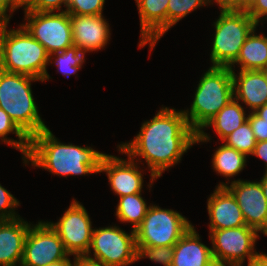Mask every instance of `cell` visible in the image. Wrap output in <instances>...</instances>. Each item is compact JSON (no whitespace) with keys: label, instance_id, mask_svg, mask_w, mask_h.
<instances>
[{"label":"cell","instance_id":"obj_42","mask_svg":"<svg viewBox=\"0 0 267 266\" xmlns=\"http://www.w3.org/2000/svg\"><path fill=\"white\" fill-rule=\"evenodd\" d=\"M13 2L17 8L24 7L23 9L26 10L34 0H13Z\"/></svg>","mask_w":267,"mask_h":266},{"label":"cell","instance_id":"obj_37","mask_svg":"<svg viewBox=\"0 0 267 266\" xmlns=\"http://www.w3.org/2000/svg\"><path fill=\"white\" fill-rule=\"evenodd\" d=\"M252 155L257 156L266 162L265 163V165H266L265 171L267 172V140L257 142Z\"/></svg>","mask_w":267,"mask_h":266},{"label":"cell","instance_id":"obj_30","mask_svg":"<svg viewBox=\"0 0 267 266\" xmlns=\"http://www.w3.org/2000/svg\"><path fill=\"white\" fill-rule=\"evenodd\" d=\"M105 0H68L64 11L70 15H101Z\"/></svg>","mask_w":267,"mask_h":266},{"label":"cell","instance_id":"obj_10","mask_svg":"<svg viewBox=\"0 0 267 266\" xmlns=\"http://www.w3.org/2000/svg\"><path fill=\"white\" fill-rule=\"evenodd\" d=\"M25 24H21L35 38L48 54L62 52L73 45L70 14L66 11L34 12L24 11Z\"/></svg>","mask_w":267,"mask_h":266},{"label":"cell","instance_id":"obj_35","mask_svg":"<svg viewBox=\"0 0 267 266\" xmlns=\"http://www.w3.org/2000/svg\"><path fill=\"white\" fill-rule=\"evenodd\" d=\"M16 9L13 0H0V22L9 23L12 14L8 15L7 12L13 13Z\"/></svg>","mask_w":267,"mask_h":266},{"label":"cell","instance_id":"obj_14","mask_svg":"<svg viewBox=\"0 0 267 266\" xmlns=\"http://www.w3.org/2000/svg\"><path fill=\"white\" fill-rule=\"evenodd\" d=\"M135 160L128 156V161L106 154L101 162L100 173L106 172L112 191L119 197L141 193L143 175Z\"/></svg>","mask_w":267,"mask_h":266},{"label":"cell","instance_id":"obj_3","mask_svg":"<svg viewBox=\"0 0 267 266\" xmlns=\"http://www.w3.org/2000/svg\"><path fill=\"white\" fill-rule=\"evenodd\" d=\"M8 22H0V69L25 74L41 82L51 78L47 72L49 54L22 26L7 30Z\"/></svg>","mask_w":267,"mask_h":266},{"label":"cell","instance_id":"obj_13","mask_svg":"<svg viewBox=\"0 0 267 266\" xmlns=\"http://www.w3.org/2000/svg\"><path fill=\"white\" fill-rule=\"evenodd\" d=\"M220 183L234 196L240 207L246 226L256 229L267 236V200L262 191L260 182L234 180Z\"/></svg>","mask_w":267,"mask_h":266},{"label":"cell","instance_id":"obj_2","mask_svg":"<svg viewBox=\"0 0 267 266\" xmlns=\"http://www.w3.org/2000/svg\"><path fill=\"white\" fill-rule=\"evenodd\" d=\"M105 155L88 146L60 143L47 128L30 137L23 163L30 161L33 166L60 176H78L99 173Z\"/></svg>","mask_w":267,"mask_h":266},{"label":"cell","instance_id":"obj_24","mask_svg":"<svg viewBox=\"0 0 267 266\" xmlns=\"http://www.w3.org/2000/svg\"><path fill=\"white\" fill-rule=\"evenodd\" d=\"M119 198L115 215L121 222L131 223L133 230H135L142 223L150 205L147 206L141 193L125 195Z\"/></svg>","mask_w":267,"mask_h":266},{"label":"cell","instance_id":"obj_34","mask_svg":"<svg viewBox=\"0 0 267 266\" xmlns=\"http://www.w3.org/2000/svg\"><path fill=\"white\" fill-rule=\"evenodd\" d=\"M247 13L259 25L261 18L267 19V0H258Z\"/></svg>","mask_w":267,"mask_h":266},{"label":"cell","instance_id":"obj_6","mask_svg":"<svg viewBox=\"0 0 267 266\" xmlns=\"http://www.w3.org/2000/svg\"><path fill=\"white\" fill-rule=\"evenodd\" d=\"M210 54L212 66L229 67L238 57L247 36L258 24L247 12L220 10Z\"/></svg>","mask_w":267,"mask_h":266},{"label":"cell","instance_id":"obj_33","mask_svg":"<svg viewBox=\"0 0 267 266\" xmlns=\"http://www.w3.org/2000/svg\"><path fill=\"white\" fill-rule=\"evenodd\" d=\"M248 120L256 141L267 140V123L264 122V119L259 117L255 112H251L248 115Z\"/></svg>","mask_w":267,"mask_h":266},{"label":"cell","instance_id":"obj_25","mask_svg":"<svg viewBox=\"0 0 267 266\" xmlns=\"http://www.w3.org/2000/svg\"><path fill=\"white\" fill-rule=\"evenodd\" d=\"M52 56H55V60H52ZM84 56V52H82L77 46L72 45L62 52L50 54L49 63L53 64V62L50 61H54L58 68V72L61 71V73L65 76H70L81 69L82 64L85 62Z\"/></svg>","mask_w":267,"mask_h":266},{"label":"cell","instance_id":"obj_5","mask_svg":"<svg viewBox=\"0 0 267 266\" xmlns=\"http://www.w3.org/2000/svg\"><path fill=\"white\" fill-rule=\"evenodd\" d=\"M233 98L232 70L211 66L199 81L190 111H183L187 123L198 133Z\"/></svg>","mask_w":267,"mask_h":266},{"label":"cell","instance_id":"obj_1","mask_svg":"<svg viewBox=\"0 0 267 266\" xmlns=\"http://www.w3.org/2000/svg\"><path fill=\"white\" fill-rule=\"evenodd\" d=\"M196 140L197 133L187 123L183 110L163 107L151 120L144 121L131 142L117 147L132 160L137 156L145 159L152 177L151 187L166 169L181 161Z\"/></svg>","mask_w":267,"mask_h":266},{"label":"cell","instance_id":"obj_40","mask_svg":"<svg viewBox=\"0 0 267 266\" xmlns=\"http://www.w3.org/2000/svg\"><path fill=\"white\" fill-rule=\"evenodd\" d=\"M258 0H240V11L248 12Z\"/></svg>","mask_w":267,"mask_h":266},{"label":"cell","instance_id":"obj_27","mask_svg":"<svg viewBox=\"0 0 267 266\" xmlns=\"http://www.w3.org/2000/svg\"><path fill=\"white\" fill-rule=\"evenodd\" d=\"M222 142H225L224 144L226 146L245 154L247 157L248 155H252L257 143L249 120L234 130Z\"/></svg>","mask_w":267,"mask_h":266},{"label":"cell","instance_id":"obj_21","mask_svg":"<svg viewBox=\"0 0 267 266\" xmlns=\"http://www.w3.org/2000/svg\"><path fill=\"white\" fill-rule=\"evenodd\" d=\"M247 120L248 114L246 116L244 108L239 104V101L233 98L197 133L196 143L208 142L211 139L210 136L203 131L206 127L213 126L215 132L220 137L221 141H223Z\"/></svg>","mask_w":267,"mask_h":266},{"label":"cell","instance_id":"obj_43","mask_svg":"<svg viewBox=\"0 0 267 266\" xmlns=\"http://www.w3.org/2000/svg\"><path fill=\"white\" fill-rule=\"evenodd\" d=\"M255 113L261 117L262 119H264V122L267 123V104H265L264 106L258 108Z\"/></svg>","mask_w":267,"mask_h":266},{"label":"cell","instance_id":"obj_46","mask_svg":"<svg viewBox=\"0 0 267 266\" xmlns=\"http://www.w3.org/2000/svg\"><path fill=\"white\" fill-rule=\"evenodd\" d=\"M214 266H226V265H219V264H215Z\"/></svg>","mask_w":267,"mask_h":266},{"label":"cell","instance_id":"obj_12","mask_svg":"<svg viewBox=\"0 0 267 266\" xmlns=\"http://www.w3.org/2000/svg\"><path fill=\"white\" fill-rule=\"evenodd\" d=\"M70 256L58 233L48 222L30 225L20 266H46Z\"/></svg>","mask_w":267,"mask_h":266},{"label":"cell","instance_id":"obj_19","mask_svg":"<svg viewBox=\"0 0 267 266\" xmlns=\"http://www.w3.org/2000/svg\"><path fill=\"white\" fill-rule=\"evenodd\" d=\"M238 75V76H237ZM232 70L234 98L242 101L255 112L267 104V85L263 70H240L239 74Z\"/></svg>","mask_w":267,"mask_h":266},{"label":"cell","instance_id":"obj_11","mask_svg":"<svg viewBox=\"0 0 267 266\" xmlns=\"http://www.w3.org/2000/svg\"><path fill=\"white\" fill-rule=\"evenodd\" d=\"M58 233L69 255L84 257L90 250L92 222L85 207L73 199L58 222H48Z\"/></svg>","mask_w":267,"mask_h":266},{"label":"cell","instance_id":"obj_32","mask_svg":"<svg viewBox=\"0 0 267 266\" xmlns=\"http://www.w3.org/2000/svg\"><path fill=\"white\" fill-rule=\"evenodd\" d=\"M68 0H34V2L25 11L34 12H61V6L67 7Z\"/></svg>","mask_w":267,"mask_h":266},{"label":"cell","instance_id":"obj_28","mask_svg":"<svg viewBox=\"0 0 267 266\" xmlns=\"http://www.w3.org/2000/svg\"><path fill=\"white\" fill-rule=\"evenodd\" d=\"M209 3L210 0H169L167 8V31L189 13Z\"/></svg>","mask_w":267,"mask_h":266},{"label":"cell","instance_id":"obj_17","mask_svg":"<svg viewBox=\"0 0 267 266\" xmlns=\"http://www.w3.org/2000/svg\"><path fill=\"white\" fill-rule=\"evenodd\" d=\"M140 16L141 39L139 47L149 43L150 51L167 32V8L169 0H135Z\"/></svg>","mask_w":267,"mask_h":266},{"label":"cell","instance_id":"obj_38","mask_svg":"<svg viewBox=\"0 0 267 266\" xmlns=\"http://www.w3.org/2000/svg\"><path fill=\"white\" fill-rule=\"evenodd\" d=\"M73 266H108L84 257H75Z\"/></svg>","mask_w":267,"mask_h":266},{"label":"cell","instance_id":"obj_4","mask_svg":"<svg viewBox=\"0 0 267 266\" xmlns=\"http://www.w3.org/2000/svg\"><path fill=\"white\" fill-rule=\"evenodd\" d=\"M35 77L0 69V108L30 138L47 129L41 119L31 90Z\"/></svg>","mask_w":267,"mask_h":266},{"label":"cell","instance_id":"obj_44","mask_svg":"<svg viewBox=\"0 0 267 266\" xmlns=\"http://www.w3.org/2000/svg\"><path fill=\"white\" fill-rule=\"evenodd\" d=\"M260 184L262 186V191L264 193V196L267 200V172H265L263 178L260 181Z\"/></svg>","mask_w":267,"mask_h":266},{"label":"cell","instance_id":"obj_36","mask_svg":"<svg viewBox=\"0 0 267 266\" xmlns=\"http://www.w3.org/2000/svg\"><path fill=\"white\" fill-rule=\"evenodd\" d=\"M220 7V10L240 11V0H214ZM212 0H210V3Z\"/></svg>","mask_w":267,"mask_h":266},{"label":"cell","instance_id":"obj_23","mask_svg":"<svg viewBox=\"0 0 267 266\" xmlns=\"http://www.w3.org/2000/svg\"><path fill=\"white\" fill-rule=\"evenodd\" d=\"M246 155L224 143L215 151L212 159L213 169L228 178L238 175L246 165Z\"/></svg>","mask_w":267,"mask_h":266},{"label":"cell","instance_id":"obj_9","mask_svg":"<svg viewBox=\"0 0 267 266\" xmlns=\"http://www.w3.org/2000/svg\"><path fill=\"white\" fill-rule=\"evenodd\" d=\"M258 231L249 226L229 229L210 230L212 254L216 264L228 266H243L247 257L249 262L258 252L255 243L259 238Z\"/></svg>","mask_w":267,"mask_h":266},{"label":"cell","instance_id":"obj_39","mask_svg":"<svg viewBox=\"0 0 267 266\" xmlns=\"http://www.w3.org/2000/svg\"><path fill=\"white\" fill-rule=\"evenodd\" d=\"M248 266H267V254L258 253V255L248 262Z\"/></svg>","mask_w":267,"mask_h":266},{"label":"cell","instance_id":"obj_20","mask_svg":"<svg viewBox=\"0 0 267 266\" xmlns=\"http://www.w3.org/2000/svg\"><path fill=\"white\" fill-rule=\"evenodd\" d=\"M172 266H214L212 249L201 243L193 225L173 246Z\"/></svg>","mask_w":267,"mask_h":266},{"label":"cell","instance_id":"obj_7","mask_svg":"<svg viewBox=\"0 0 267 266\" xmlns=\"http://www.w3.org/2000/svg\"><path fill=\"white\" fill-rule=\"evenodd\" d=\"M191 226L179 212L152 204L135 229L136 246H174Z\"/></svg>","mask_w":267,"mask_h":266},{"label":"cell","instance_id":"obj_45","mask_svg":"<svg viewBox=\"0 0 267 266\" xmlns=\"http://www.w3.org/2000/svg\"><path fill=\"white\" fill-rule=\"evenodd\" d=\"M264 79H265V82H266V85H267V68L264 69Z\"/></svg>","mask_w":267,"mask_h":266},{"label":"cell","instance_id":"obj_26","mask_svg":"<svg viewBox=\"0 0 267 266\" xmlns=\"http://www.w3.org/2000/svg\"><path fill=\"white\" fill-rule=\"evenodd\" d=\"M9 133H15L19 140L8 139L6 136ZM0 139L2 142L11 145L18 149L23 154V159L26 157L29 150L30 138L17 126L10 116L0 108Z\"/></svg>","mask_w":267,"mask_h":266},{"label":"cell","instance_id":"obj_22","mask_svg":"<svg viewBox=\"0 0 267 266\" xmlns=\"http://www.w3.org/2000/svg\"><path fill=\"white\" fill-rule=\"evenodd\" d=\"M256 28L247 36L237 59L229 66L240 65V70H263L267 68V36L256 35Z\"/></svg>","mask_w":267,"mask_h":266},{"label":"cell","instance_id":"obj_18","mask_svg":"<svg viewBox=\"0 0 267 266\" xmlns=\"http://www.w3.org/2000/svg\"><path fill=\"white\" fill-rule=\"evenodd\" d=\"M30 225L20 217L0 220V266L21 265Z\"/></svg>","mask_w":267,"mask_h":266},{"label":"cell","instance_id":"obj_8","mask_svg":"<svg viewBox=\"0 0 267 266\" xmlns=\"http://www.w3.org/2000/svg\"><path fill=\"white\" fill-rule=\"evenodd\" d=\"M85 257L108 266H128L138 261L135 230L128 234L118 226L93 229L90 250Z\"/></svg>","mask_w":267,"mask_h":266},{"label":"cell","instance_id":"obj_16","mask_svg":"<svg viewBox=\"0 0 267 266\" xmlns=\"http://www.w3.org/2000/svg\"><path fill=\"white\" fill-rule=\"evenodd\" d=\"M209 230L229 229L245 226L238 203L225 186H217L207 201Z\"/></svg>","mask_w":267,"mask_h":266},{"label":"cell","instance_id":"obj_29","mask_svg":"<svg viewBox=\"0 0 267 266\" xmlns=\"http://www.w3.org/2000/svg\"><path fill=\"white\" fill-rule=\"evenodd\" d=\"M137 260L148 258L152 262L163 264L164 266H172L173 262V246H136Z\"/></svg>","mask_w":267,"mask_h":266},{"label":"cell","instance_id":"obj_41","mask_svg":"<svg viewBox=\"0 0 267 266\" xmlns=\"http://www.w3.org/2000/svg\"><path fill=\"white\" fill-rule=\"evenodd\" d=\"M73 264H74V259H73V263H72L70 258L67 256L65 259L48 264L46 266H73Z\"/></svg>","mask_w":267,"mask_h":266},{"label":"cell","instance_id":"obj_31","mask_svg":"<svg viewBox=\"0 0 267 266\" xmlns=\"http://www.w3.org/2000/svg\"><path fill=\"white\" fill-rule=\"evenodd\" d=\"M19 205V201L0 184V220L18 218L20 215L15 212V208Z\"/></svg>","mask_w":267,"mask_h":266},{"label":"cell","instance_id":"obj_15","mask_svg":"<svg viewBox=\"0 0 267 266\" xmlns=\"http://www.w3.org/2000/svg\"><path fill=\"white\" fill-rule=\"evenodd\" d=\"M73 45L82 52L103 49L110 38L109 24L104 16L70 15Z\"/></svg>","mask_w":267,"mask_h":266}]
</instances>
